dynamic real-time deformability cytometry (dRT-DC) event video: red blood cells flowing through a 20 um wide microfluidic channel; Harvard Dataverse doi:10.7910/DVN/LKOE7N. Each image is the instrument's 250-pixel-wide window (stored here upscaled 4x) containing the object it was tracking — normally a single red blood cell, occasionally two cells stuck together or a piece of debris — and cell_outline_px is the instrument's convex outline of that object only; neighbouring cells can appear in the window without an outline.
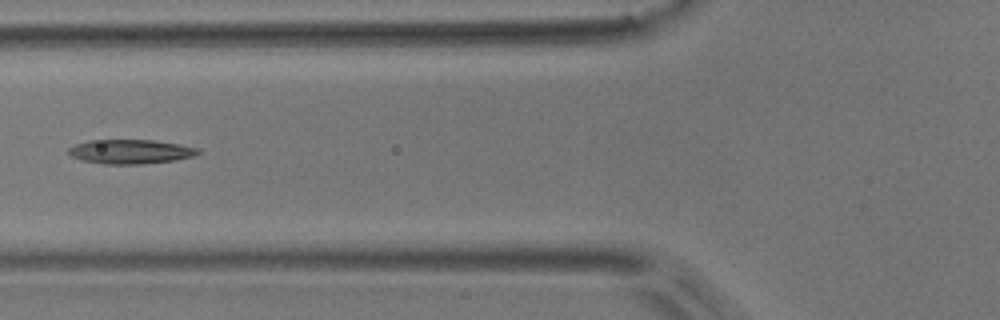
{"species": "common noctule bat (a hibernating species)", "species_latin": "Nyctalus noctula", "temperature_condition": "room temperature", "stored_images_in_passage": 6, "camera_frame_rate_fps": 3000, "um_per_image_px": 0.085, "animal": {"sex": "male", "body_mass_g": 17.9}, "frame": {"image": 1, "passage_image": 5, "time_ms": 1.333, "image_size_px": [1000, 320], "cell_outline_px": [[200, 152], [192, 156], [172, 160], [144, 164], [104, 164], [80, 160], [72, 156], [68, 152], [68, 148], [76, 144], [88, 140], [152, 140], [180, 144], [200, 148]], "centroid_in_image_um": [11.07, 12.88], "position_along_channel_um": 114.7, "area_um2": 18.26}}
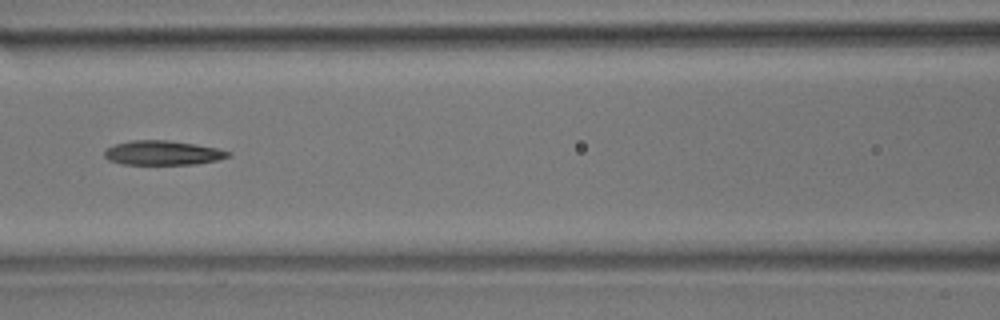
{"frame": {"image": 2, "passage_image": 6, "time_ms": 1.667, "image_size_px": [1000, 320], "cell_outline_px": [[232, 156], [216, 160], [196, 164], [120, 164], [108, 160], [104, 156], [104, 152], [108, 148], [116, 144], [132, 140], [168, 140], [196, 144], [216, 148], [232, 152]], "centroid_in_image_um": [13.85, 12.99], "position_along_channel_um": 152.8, "area_um2": 17.57}}